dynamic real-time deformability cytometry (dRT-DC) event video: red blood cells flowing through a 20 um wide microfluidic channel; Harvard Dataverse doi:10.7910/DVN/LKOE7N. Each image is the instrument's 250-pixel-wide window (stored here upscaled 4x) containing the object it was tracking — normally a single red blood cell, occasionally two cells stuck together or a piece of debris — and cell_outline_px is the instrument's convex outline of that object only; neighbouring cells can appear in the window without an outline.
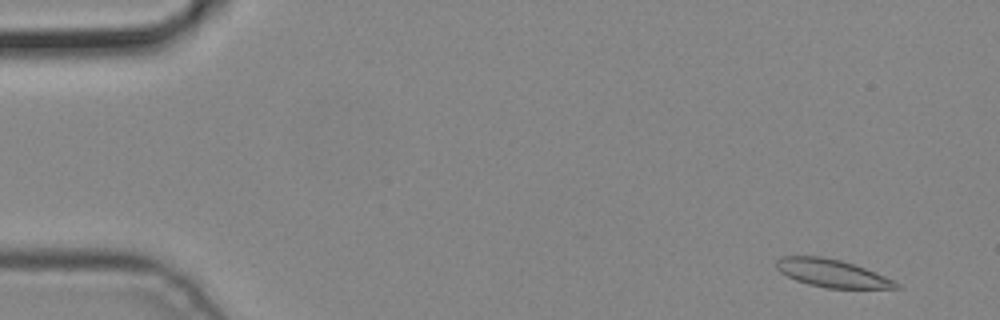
{"species": "common noctule bat (a hibernating species)", "species_latin": "Nyctalus noctula", "temperature_condition": "cold", "stored_images_in_passage": 4, "camera_frame_rate_fps": 3000, "um_per_image_px": 0.085, "animal": {"sex": "male", "body_mass_g": 19.2, "forearm_length_mm": 51.8}, "frame": {"image": 1, "passage_image": 1, "time_ms": 0.0, "image_size_px": [1000, 320], "cell_outline_px": [[900, 288], [824, 288], [808, 284], [796, 280], [780, 272], [776, 268], [776, 260], [784, 256], [820, 256], [840, 260], [864, 268], [884, 276], [900, 284]], "centroid_in_image_um": [70.68, 23.23], "position_along_channel_um": 14.3, "area_um2": 19.13}}
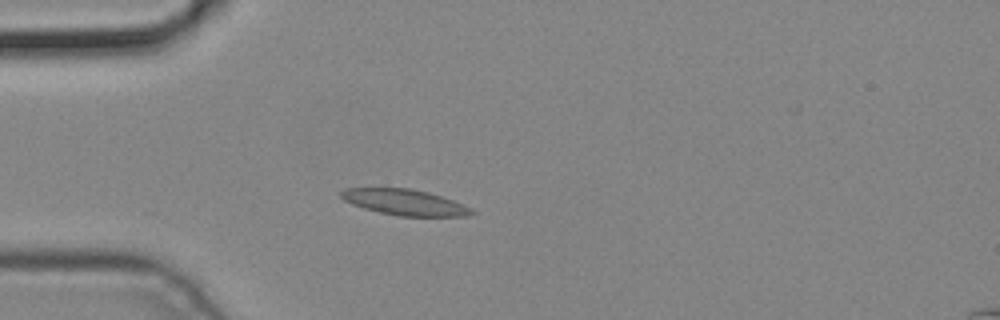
{"frame": {"image": 2, "passage_image": 4, "time_ms": 1.0, "image_size_px": [1000, 320], "cell_outline_px": [[476, 212], [468, 216], [400, 216], [380, 212], [364, 208], [352, 204], [344, 200], [340, 196], [340, 192], [344, 188], [412, 188], [428, 192], [452, 200], [472, 208]], "centroid_in_image_um": [34.4, 17.19], "position_along_channel_um": 50.6, "area_um2": 19.59}}